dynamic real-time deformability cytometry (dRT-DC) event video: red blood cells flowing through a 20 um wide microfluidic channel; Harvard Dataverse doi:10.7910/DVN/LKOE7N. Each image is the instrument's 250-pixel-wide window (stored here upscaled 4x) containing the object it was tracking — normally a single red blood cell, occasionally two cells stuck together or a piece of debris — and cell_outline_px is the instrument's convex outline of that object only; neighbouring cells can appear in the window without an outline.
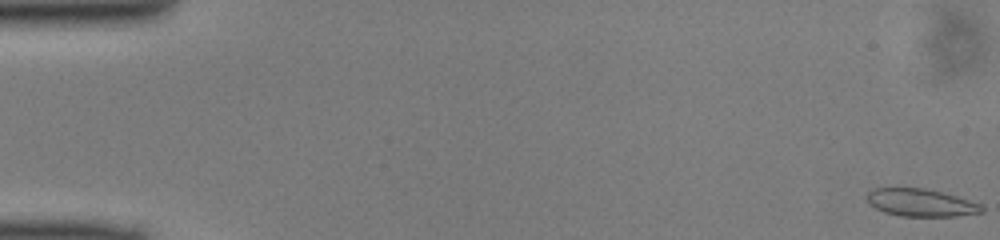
{"species": "common noctule bat (a hibernating species)", "species_latin": "Nyctalus noctula", "temperature_condition": "cold", "stored_images_in_passage": 50, "camera_frame_rate_fps": 3000, "um_per_image_px": 0.085, "animal": {"sex": "male", "body_mass_g": 13.0, "forearm_length_mm": 53.1}, "frame": {"image": 1, "passage_image": 1, "time_ms": 0.0, "image_size_px": [1000, 240], "cell_outline_px": [[984, 212], [956, 216], [900, 216], [884, 212], [868, 204], [868, 192], [876, 188], [924, 188], [956, 196], [984, 204]], "centroid_in_image_um": [78.31, 17.23], "position_along_channel_um": 6.7, "area_um2": 18.44}}
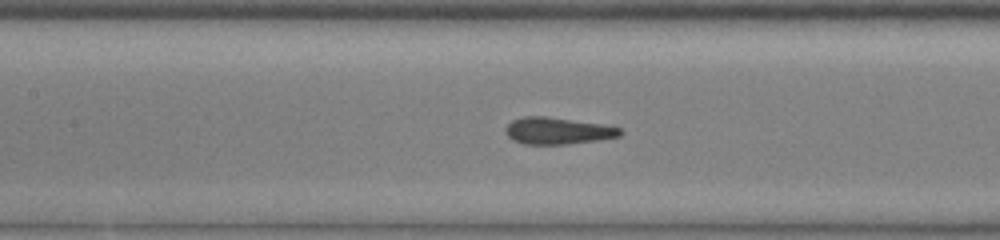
{"frame": {"image": 2, "passage_image": 23, "time_ms": 7.333, "image_size_px": [1000, 240], "cell_outline_px": [[624, 132], [620, 136], [600, 140], [564, 144], [524, 144], [512, 140], [504, 132], [504, 128], [512, 120], [524, 116], [544, 116], [600, 124], [620, 128]], "centroid_in_image_um": [47.37, 11.12], "position_along_channel_um": 160.0, "area_um2": 17.86}}
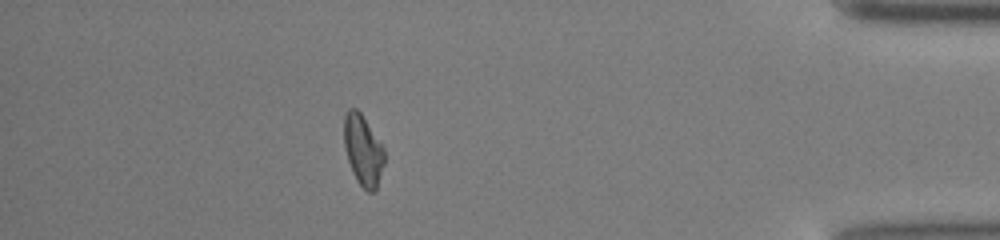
{"frame": {"image": 3, "passage_image": 44, "time_ms": 14.333, "image_size_px": [1000, 240], "cell_outline_px": [[384, 164], [376, 188], [372, 192], [368, 192], [356, 180], [352, 172], [344, 148], [344, 116], [348, 108], [356, 108], [360, 112], [384, 148]], "centroid_in_image_um": [30.84, 12.76], "position_along_channel_um": 404.4, "area_um2": 16.47}}